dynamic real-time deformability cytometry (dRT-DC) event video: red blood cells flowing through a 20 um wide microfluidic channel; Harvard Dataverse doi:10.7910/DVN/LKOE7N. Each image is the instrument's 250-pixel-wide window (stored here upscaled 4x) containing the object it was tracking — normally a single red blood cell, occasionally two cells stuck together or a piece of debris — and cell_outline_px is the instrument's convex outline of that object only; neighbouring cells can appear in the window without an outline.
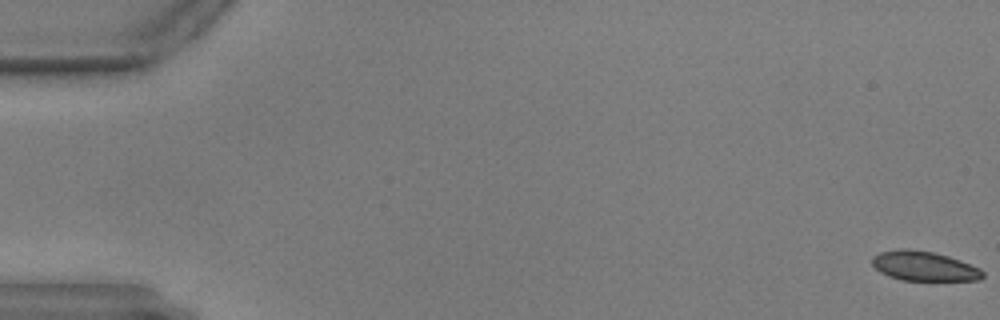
{"species": "common noctule bat (a hibernating species)", "species_latin": "Nyctalus noctula", "temperature_condition": "warm", "stored_images_in_passage": 59, "camera_frame_rate_fps": 3000, "um_per_image_px": 0.085, "animal": {"sex": "male", "body_mass_g": 17.9, "forearm_length_mm": 54.2}, "frame": {"image": 1, "passage_image": 1, "time_ms": 0.0, "image_size_px": [1000, 320], "cell_outline_px": [[984, 276], [980, 280], [900, 280], [888, 276], [880, 272], [872, 264], [872, 256], [880, 252], [900, 248], [908, 248], [936, 252], [960, 260], [980, 268], [984, 272]], "centroid_in_image_um": [78.53, 22.61], "position_along_channel_um": 6.5, "area_um2": 19.25}}
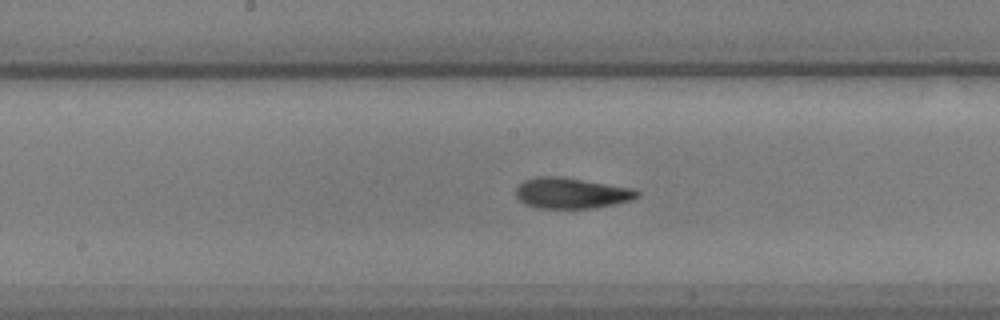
{"frame": {"image": 2, "passage_image": 31, "time_ms": 10.0, "image_size_px": [1000, 320], "cell_outline_px": [[640, 196], [632, 200], [616, 204], [592, 208], [536, 208], [524, 204], [516, 196], [516, 188], [524, 180], [536, 176], [556, 176], [636, 188], [640, 192]], "centroid_in_image_um": [48.59, 16.42], "position_along_channel_um": 199.6, "area_um2": 21.91}}
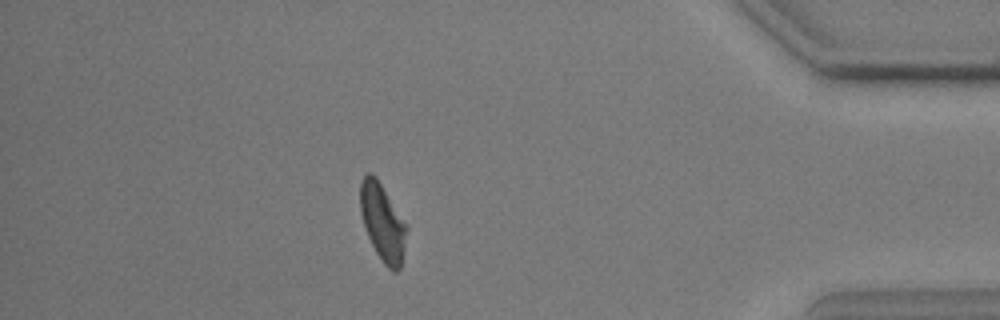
{"frame": {"image": 3, "passage_image": 52, "time_ms": 17.0, "image_size_px": [1000, 320], "cell_outline_px": [[408, 228], [400, 268], [396, 272], [392, 272], [384, 264], [376, 252], [364, 228], [360, 212], [360, 180], [368, 172], [372, 172], [376, 176], [408, 224]], "centroid_in_image_um": [32.52, 18.87], "position_along_channel_um": 402.7, "area_um2": 21.15}}